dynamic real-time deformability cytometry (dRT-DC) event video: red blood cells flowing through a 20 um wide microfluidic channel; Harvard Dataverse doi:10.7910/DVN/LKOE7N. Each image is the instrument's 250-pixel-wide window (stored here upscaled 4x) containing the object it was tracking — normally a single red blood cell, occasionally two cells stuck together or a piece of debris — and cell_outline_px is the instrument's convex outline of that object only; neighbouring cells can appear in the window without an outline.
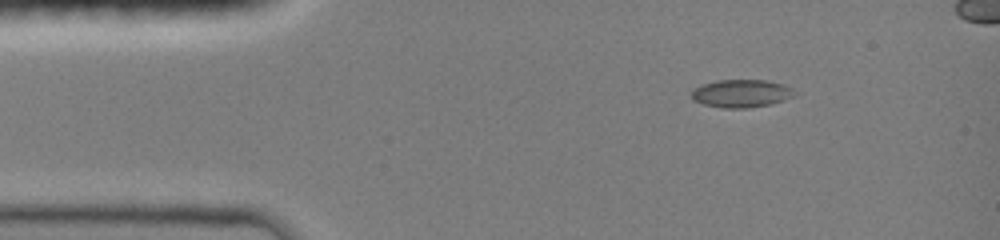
{"species": "common noctule bat (a hibernating species)", "species_latin": "Nyctalus noctula", "temperature_condition": "room temperature", "stored_images_in_passage": 6, "camera_frame_rate_fps": 3000, "um_per_image_px": 0.085, "animal": {"sex": "female", "body_mass_g": 19.0, "forearm_length_mm": 51.5}, "frame": {"image": 1, "passage_image": 2, "time_ms": 1.0, "image_size_px": [1000, 240], "cell_outline_px": [[796, 96], [784, 100], [768, 104], [748, 108], [720, 108], [704, 104], [692, 100], [692, 88], [716, 80], [764, 80], [784, 84], [792, 88], [796, 92]], "centroid_in_image_um": [63.01, 7.94], "position_along_channel_um": 22.0, "area_um2": 16.82}}
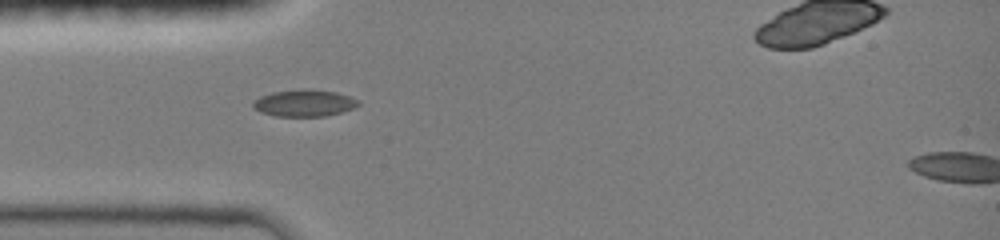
{"frame": {"image": 2, "passage_image": 5, "time_ms": 3.333, "image_size_px": [1000, 240], "cell_outline_px": [[360, 104], [352, 108], [340, 112], [324, 116], [276, 116], [260, 112], [252, 108], [252, 104], [260, 96], [272, 92], [300, 88], [308, 88], [336, 92], [360, 100]], "centroid_in_image_um": [25.84, 8.74], "position_along_channel_um": 59.2, "area_um2": 16.53}}